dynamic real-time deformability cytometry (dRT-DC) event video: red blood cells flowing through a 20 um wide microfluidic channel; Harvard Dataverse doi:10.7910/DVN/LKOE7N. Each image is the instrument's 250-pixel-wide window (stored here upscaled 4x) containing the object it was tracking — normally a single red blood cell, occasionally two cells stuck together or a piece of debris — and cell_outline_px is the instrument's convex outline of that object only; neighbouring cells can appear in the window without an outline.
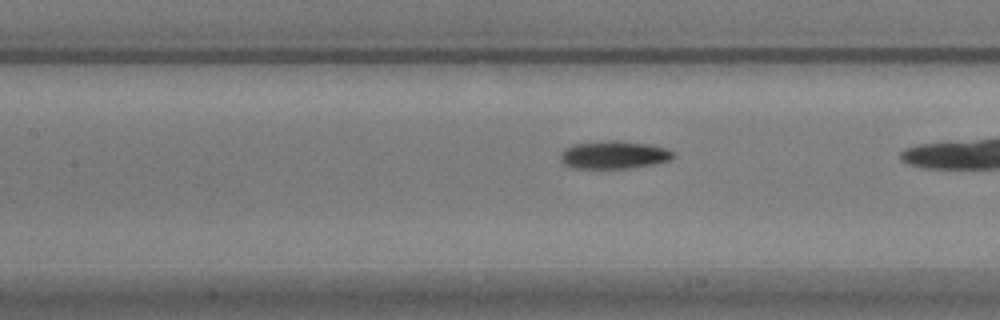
{"species": "common noctule bat (a hibernating species)", "species_latin": "Nyctalus noctula", "temperature_condition": "warm", "stored_images_in_passage": 39, "camera_frame_rate_fps": 3000, "um_per_image_px": 0.085, "animal": {"sex": "male", "body_mass_g": 17.9}, "frame": {"image": 1, "passage_image": 21, "time_ms": 6.667, "image_size_px": [1000, 320], "cell_outline_px": [[676, 156], [668, 160], [652, 164], [632, 168], [568, 168], [560, 160], [560, 152], [564, 148], [572, 144], [608, 140], [616, 140], [652, 144], [668, 148], [676, 152]], "centroid_in_image_um": [52.18, 13.15], "position_along_channel_um": 155.2, "area_um2": 18.73}}
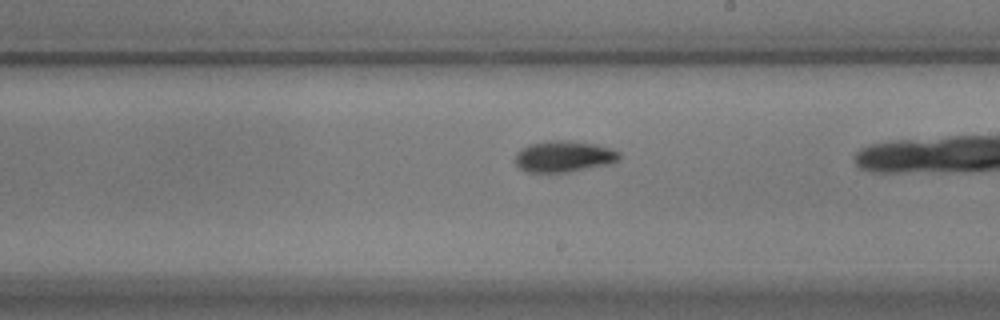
{"frame": {"image": 2, "passage_image": 28, "time_ms": 9.0, "image_size_px": [1000, 320], "cell_outline_px": [[620, 160], [612, 164], [568, 172], [524, 172], [516, 164], [516, 152], [520, 148], [528, 144], [548, 140], [568, 140], [596, 144], [612, 148], [620, 152]], "centroid_in_image_um": [47.95, 13.29], "position_along_channel_um": 241.1, "area_um2": 19.36}}
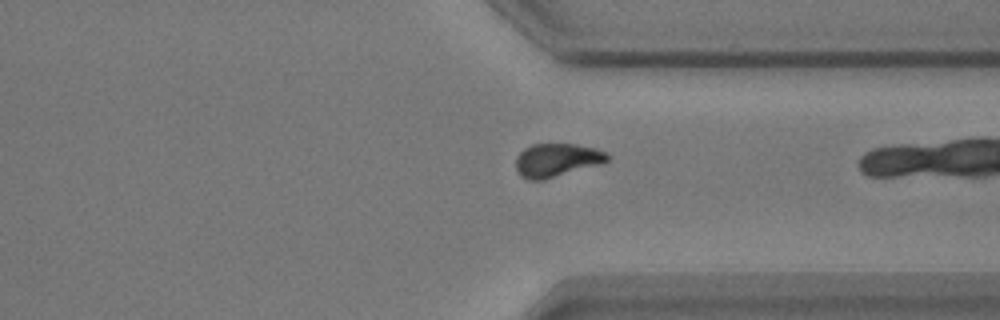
{"frame": {"image": 3, "passage_image": 38, "time_ms": 12.333, "image_size_px": [1000, 320], "cell_outline_px": [[612, 156], [604, 164], [544, 180], [528, 180], [520, 176], [516, 172], [516, 156], [524, 148], [532, 144], [576, 144], [596, 148], [608, 152]], "centroid_in_image_um": [47.37, 13.62], "position_along_channel_um": 364.0, "area_um2": 18.38}}